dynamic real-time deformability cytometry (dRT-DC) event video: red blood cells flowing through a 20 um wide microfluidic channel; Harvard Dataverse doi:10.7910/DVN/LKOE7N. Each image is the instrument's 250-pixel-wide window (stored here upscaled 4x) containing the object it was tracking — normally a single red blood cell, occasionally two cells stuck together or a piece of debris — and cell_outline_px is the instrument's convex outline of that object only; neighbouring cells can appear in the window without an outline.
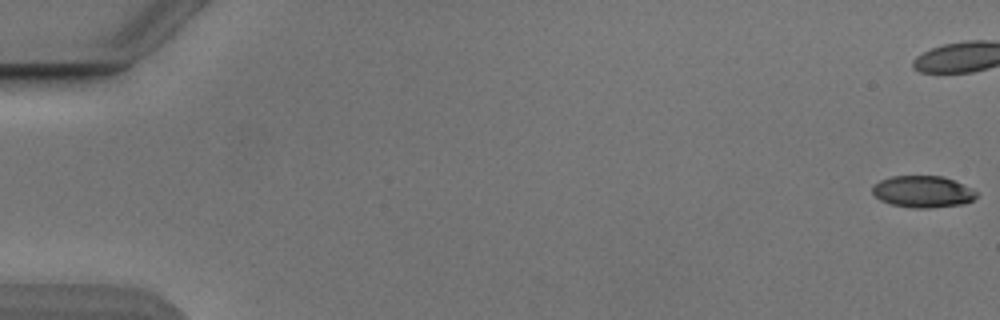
{"species": "Egyptian fruit bat (a non-hibernating species)", "species_latin": "Rousettus aegyptiacus", "temperature_condition": "cold", "stored_images_in_passage": 50, "camera_frame_rate_fps": 3000, "um_per_image_px": 0.085, "animal": {"sex": "male"}, "frame": {"image": 1, "passage_image": 1, "time_ms": 0.0, "image_size_px": [1000, 320], "cell_outline_px": [[976, 196], [972, 200], [964, 204], [928, 208], [912, 208], [892, 204], [880, 200], [872, 192], [872, 188], [880, 180], [892, 176], [944, 176], [972, 188], [976, 192]], "centroid_in_image_um": [78.45, 16.29], "position_along_channel_um": 6.6, "area_um2": 19.13}}